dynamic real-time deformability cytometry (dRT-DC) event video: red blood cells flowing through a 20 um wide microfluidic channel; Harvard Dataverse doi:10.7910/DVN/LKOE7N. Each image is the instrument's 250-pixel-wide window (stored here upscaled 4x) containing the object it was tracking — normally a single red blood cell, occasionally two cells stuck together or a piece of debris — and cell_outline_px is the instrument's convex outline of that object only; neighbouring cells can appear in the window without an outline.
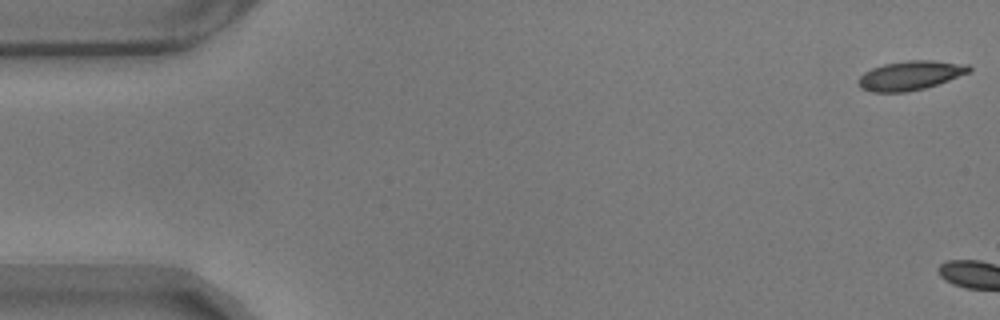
{"species": "common noctule bat (a hibernating species)", "species_latin": "Nyctalus noctula", "temperature_condition": "warm", "stored_images_in_passage": 4, "camera_frame_rate_fps": 3000, "um_per_image_px": 0.085, "animal": {"sex": "male", "body_mass_g": 17.9}, "frame": {"image": 1, "passage_image": 1, "time_ms": 0.0, "image_size_px": [1000, 320], "cell_outline_px": [[972, 68], [968, 72], [948, 80], [924, 88], [908, 92], [872, 92], [860, 88], [856, 80], [864, 72], [872, 68], [884, 64], [908, 60], [932, 60], [968, 64]], "centroid_in_image_um": [77.33, 6.41], "position_along_channel_um": 7.7, "area_um2": 18.79}}